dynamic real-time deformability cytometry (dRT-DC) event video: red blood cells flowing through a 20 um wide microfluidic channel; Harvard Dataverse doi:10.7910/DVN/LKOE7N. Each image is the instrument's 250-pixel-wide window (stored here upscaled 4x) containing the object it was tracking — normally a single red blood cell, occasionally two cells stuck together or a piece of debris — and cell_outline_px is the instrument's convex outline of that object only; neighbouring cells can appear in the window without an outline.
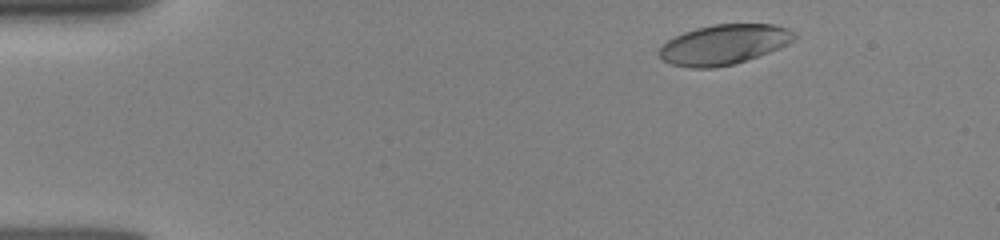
{"species": "human", "species_latin": "Homo sapiens", "temperature_condition": "room temperature", "stored_images_in_passage": 9, "camera_frame_rate_fps": 3000, "um_per_image_px": 0.085, "donor": {"sex": "female"}, "frame": {"image": 1, "passage_image": 4, "time_ms": 1.0, "image_size_px": [1000, 240], "cell_outline_px": [[796, 36], [788, 44], [780, 48], [732, 64], [712, 68], [688, 68], [672, 64], [664, 60], [660, 56], [660, 48], [668, 40], [684, 32], [696, 28], [716, 24], [772, 24], [788, 28], [796, 32]], "centroid_in_image_um": [61.55, 3.78], "position_along_channel_um": 23.5, "area_um2": 31.1}}
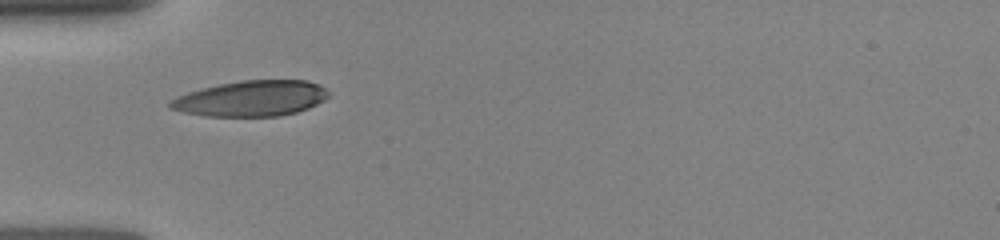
{"frame": {"image": 2, "passage_image": 8, "time_ms": 4.0, "image_size_px": [1000, 240], "cell_outline_px": [[328, 96], [324, 100], [308, 108], [296, 112], [280, 116], [204, 116], [184, 112], [168, 108], [168, 104], [176, 96], [188, 92], [220, 84], [240, 80], [308, 80], [320, 84], [328, 92]], "centroid_in_image_um": [21.36, 8.37], "position_along_channel_um": 63.6, "area_um2": 32.83}}